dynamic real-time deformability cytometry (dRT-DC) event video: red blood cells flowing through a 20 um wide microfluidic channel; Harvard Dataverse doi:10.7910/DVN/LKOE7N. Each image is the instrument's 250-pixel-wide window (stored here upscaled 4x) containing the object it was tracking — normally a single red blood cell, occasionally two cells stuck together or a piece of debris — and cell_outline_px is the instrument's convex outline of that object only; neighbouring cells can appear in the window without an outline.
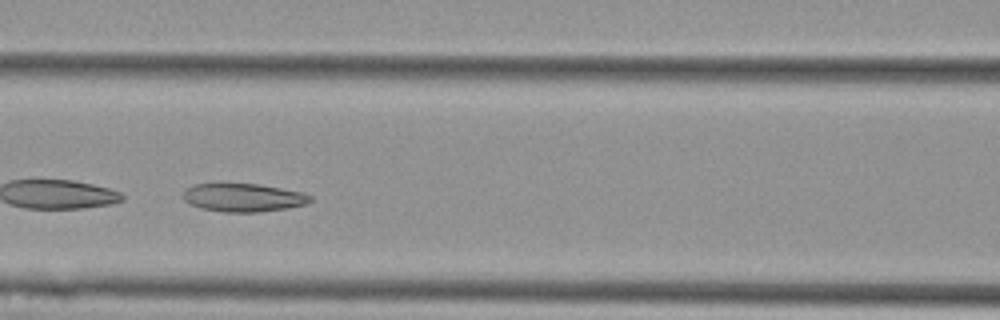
{"species": "Egyptian fruit bat (a non-hibernating species)", "species_latin": "Rousettus aegyptiacus", "temperature_condition": "cold", "stored_images_in_passage": 48, "camera_frame_rate_fps": 3000, "um_per_image_px": 0.085, "animal": {"sex": "female"}, "frame": {"image": 1, "passage_image": 18, "time_ms": 5.667, "image_size_px": [1000, 320], "cell_outline_px": [[312, 200], [308, 204], [288, 208], [260, 212], [224, 212], [200, 208], [184, 200], [184, 192], [188, 188], [196, 184], [256, 184], [304, 192], [312, 196]], "centroid_in_image_um": [20.75, 16.8], "position_along_channel_um": 145.8, "area_um2": 20.81}}
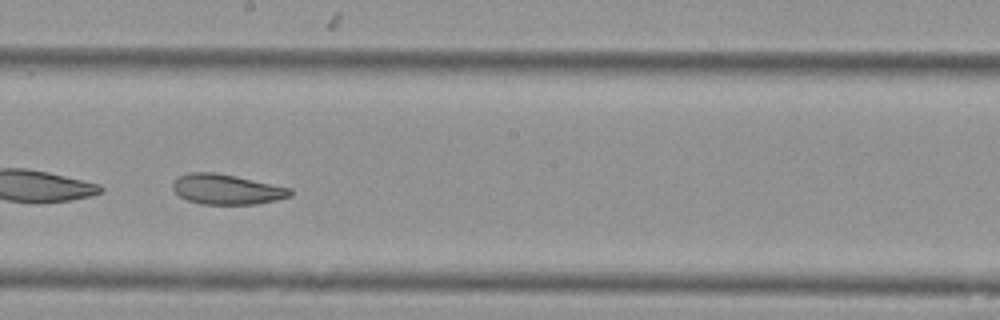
{"frame": {"image": 2, "passage_image": 25, "time_ms": 8.0, "image_size_px": [1000, 320], "cell_outline_px": [[292, 196], [276, 200], [256, 204], [200, 204], [188, 200], [180, 196], [172, 188], [172, 184], [180, 176], [188, 172], [216, 172], [236, 176], [292, 188]], "centroid_in_image_um": [19.29, 16.09], "position_along_channel_um": 228.9, "area_um2": 20.63}}
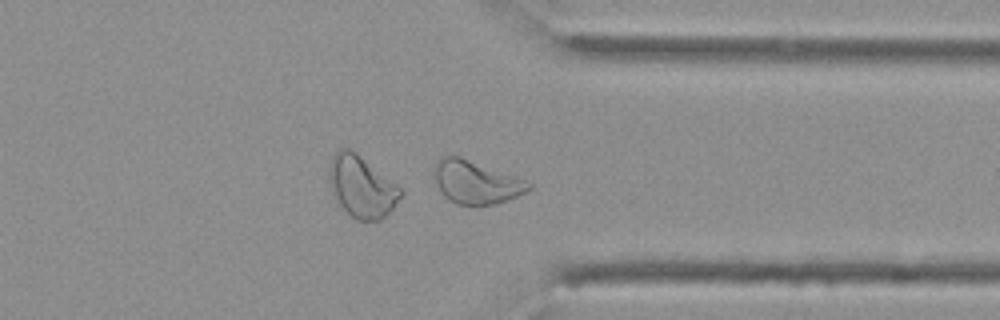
{"frame": {"image": 3, "passage_image": 37, "time_ms": 12.0, "image_size_px": [1000, 320], "cell_outline_px": [[532, 188], [508, 200], [496, 204], [476, 208], [456, 204], [448, 200], [444, 196], [432, 172], [432, 164], [440, 156], [460, 156], [524, 180], [532, 184]], "centroid_in_image_um": [40.4, 15.51], "position_along_channel_um": 371.0, "area_um2": 24.04}, "authors_computed_cell_mechanics": {"area_um2": 23.987, "velocity_mm_per_s": 3.58, "shape_relaxation_time_tau1_ms": 6.2641, "shape_relaxation_time_tau2_ms": 2.9186, "deformation_change_tau1": 0.1423, "deformation_change_tau2": 0.098}}